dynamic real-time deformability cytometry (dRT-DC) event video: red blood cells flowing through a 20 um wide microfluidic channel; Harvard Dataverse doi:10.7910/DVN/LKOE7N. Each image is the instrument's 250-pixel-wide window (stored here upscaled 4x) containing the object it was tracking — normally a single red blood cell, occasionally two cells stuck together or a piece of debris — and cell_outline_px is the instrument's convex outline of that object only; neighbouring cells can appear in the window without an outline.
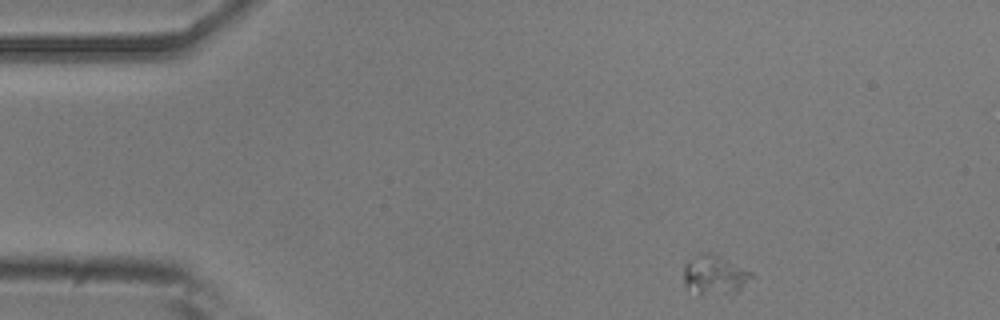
{"species": "common noctule bat (a hibernating species)", "species_latin": "Nyctalus noctula", "temperature_condition": "room temperature", "stored_images_in_passage": 48, "camera_frame_rate_fps": 3000, "um_per_image_px": 0.085, "animal": {"sex": "male", "body_mass_g": 20.5, "forearm_length_mm": 52.5}, "frame": {"image": 1, "passage_image": 1, "time_ms": 0.0, "image_size_px": [1000, 320], "cell_outline_px": [[756, 276], [732, 296], [700, 296], [688, 288], [684, 284], [684, 264], [688, 260], [700, 252], [708, 252], [752, 272]], "centroid_in_image_um": [60.74, 23.44], "position_along_channel_um": 24.3, "area_um2": 16.07}}
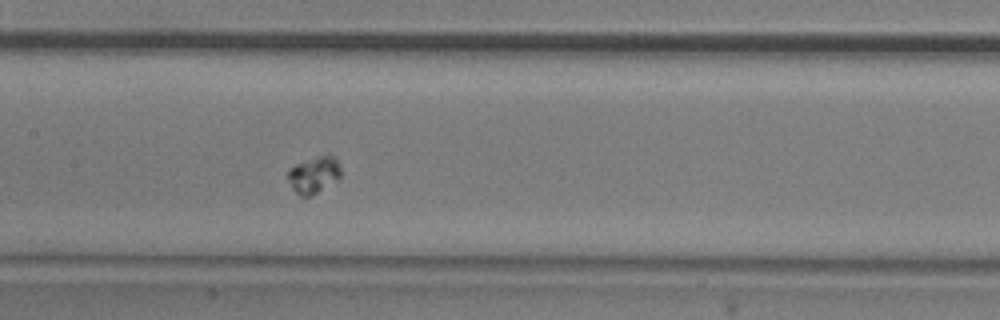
{"frame": {"image": 2, "passage_image": 20, "time_ms": 6.333, "image_size_px": [1000, 320], "cell_outline_px": [[340, 180], [304, 200], [292, 188], [284, 176], [296, 164], [328, 152], [340, 164]], "centroid_in_image_um": [26.68, 14.89], "position_along_channel_um": 180.7, "area_um2": 11.79}}
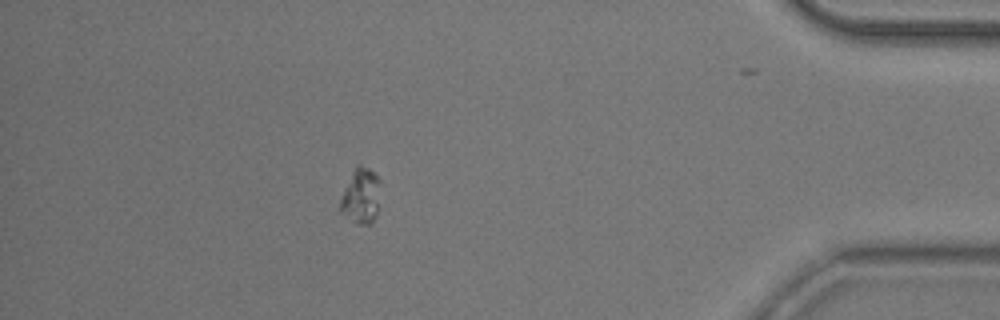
{"frame": {"image": 3, "passage_image": 42, "time_ms": 13.667, "image_size_px": [1000, 320], "cell_outline_px": [[380, 184], [376, 216], [372, 224], [360, 224], [352, 220], [340, 212], [340, 200], [344, 188], [356, 164], [368, 168], [380, 180]], "centroid_in_image_um": [30.67, 16.67], "position_along_channel_um": 404.5, "area_um2": 12.77}, "authors_computed_cell_mechanics": {"area_um2": 12.427, "velocity_mm_per_s": 3.6658, "shape_relaxation_time_tau1_ms": 3.083, "shape_relaxation_time_tau2_ms": null, "deformation_change_tau1": 0.0654, "deformation_change_tau2": null}}